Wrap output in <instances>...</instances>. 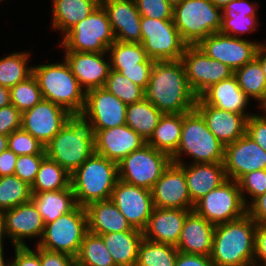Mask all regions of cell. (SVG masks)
Masks as SVG:
<instances>
[{"label": "cell", "instance_id": "cell-14", "mask_svg": "<svg viewBox=\"0 0 266 266\" xmlns=\"http://www.w3.org/2000/svg\"><path fill=\"white\" fill-rule=\"evenodd\" d=\"M262 45L265 43L217 32L207 36L197 46L211 59L218 60L235 71L251 62Z\"/></svg>", "mask_w": 266, "mask_h": 266}, {"label": "cell", "instance_id": "cell-11", "mask_svg": "<svg viewBox=\"0 0 266 266\" xmlns=\"http://www.w3.org/2000/svg\"><path fill=\"white\" fill-rule=\"evenodd\" d=\"M141 44L154 61L180 60L187 44L183 41L173 20L140 18Z\"/></svg>", "mask_w": 266, "mask_h": 266}, {"label": "cell", "instance_id": "cell-61", "mask_svg": "<svg viewBox=\"0 0 266 266\" xmlns=\"http://www.w3.org/2000/svg\"><path fill=\"white\" fill-rule=\"evenodd\" d=\"M6 236L5 234V225H4V217L2 212H0V247H3L4 244V237Z\"/></svg>", "mask_w": 266, "mask_h": 266}, {"label": "cell", "instance_id": "cell-41", "mask_svg": "<svg viewBox=\"0 0 266 266\" xmlns=\"http://www.w3.org/2000/svg\"><path fill=\"white\" fill-rule=\"evenodd\" d=\"M31 186L15 175L0 177V212L31 200Z\"/></svg>", "mask_w": 266, "mask_h": 266}, {"label": "cell", "instance_id": "cell-13", "mask_svg": "<svg viewBox=\"0 0 266 266\" xmlns=\"http://www.w3.org/2000/svg\"><path fill=\"white\" fill-rule=\"evenodd\" d=\"M181 60L186 70L187 82L197 97L211 85L234 74L230 67L211 59L197 45H187Z\"/></svg>", "mask_w": 266, "mask_h": 266}, {"label": "cell", "instance_id": "cell-31", "mask_svg": "<svg viewBox=\"0 0 266 266\" xmlns=\"http://www.w3.org/2000/svg\"><path fill=\"white\" fill-rule=\"evenodd\" d=\"M31 193V201L40 212L44 225L57 220L77 206L71 185L58 191Z\"/></svg>", "mask_w": 266, "mask_h": 266}, {"label": "cell", "instance_id": "cell-35", "mask_svg": "<svg viewBox=\"0 0 266 266\" xmlns=\"http://www.w3.org/2000/svg\"><path fill=\"white\" fill-rule=\"evenodd\" d=\"M241 90L249 99L257 100L260 108H266V78L260 62L254 58L251 62L234 71Z\"/></svg>", "mask_w": 266, "mask_h": 266}, {"label": "cell", "instance_id": "cell-58", "mask_svg": "<svg viewBox=\"0 0 266 266\" xmlns=\"http://www.w3.org/2000/svg\"><path fill=\"white\" fill-rule=\"evenodd\" d=\"M18 156L9 148L0 153V177L14 175Z\"/></svg>", "mask_w": 266, "mask_h": 266}, {"label": "cell", "instance_id": "cell-30", "mask_svg": "<svg viewBox=\"0 0 266 266\" xmlns=\"http://www.w3.org/2000/svg\"><path fill=\"white\" fill-rule=\"evenodd\" d=\"M52 28L60 30L62 37L78 22L88 17L100 0H52Z\"/></svg>", "mask_w": 266, "mask_h": 266}, {"label": "cell", "instance_id": "cell-19", "mask_svg": "<svg viewBox=\"0 0 266 266\" xmlns=\"http://www.w3.org/2000/svg\"><path fill=\"white\" fill-rule=\"evenodd\" d=\"M223 163L227 178L238 181L249 172L266 169V152L245 133L225 146Z\"/></svg>", "mask_w": 266, "mask_h": 266}, {"label": "cell", "instance_id": "cell-37", "mask_svg": "<svg viewBox=\"0 0 266 266\" xmlns=\"http://www.w3.org/2000/svg\"><path fill=\"white\" fill-rule=\"evenodd\" d=\"M75 261L77 266H116L102 237L89 231L84 235Z\"/></svg>", "mask_w": 266, "mask_h": 266}, {"label": "cell", "instance_id": "cell-8", "mask_svg": "<svg viewBox=\"0 0 266 266\" xmlns=\"http://www.w3.org/2000/svg\"><path fill=\"white\" fill-rule=\"evenodd\" d=\"M87 232L85 207L77 205L57 220L45 224L42 238L36 245L48 251L64 253L76 258Z\"/></svg>", "mask_w": 266, "mask_h": 266}, {"label": "cell", "instance_id": "cell-65", "mask_svg": "<svg viewBox=\"0 0 266 266\" xmlns=\"http://www.w3.org/2000/svg\"><path fill=\"white\" fill-rule=\"evenodd\" d=\"M168 3L171 5V6H176L178 4H180L183 0H167Z\"/></svg>", "mask_w": 266, "mask_h": 266}, {"label": "cell", "instance_id": "cell-22", "mask_svg": "<svg viewBox=\"0 0 266 266\" xmlns=\"http://www.w3.org/2000/svg\"><path fill=\"white\" fill-rule=\"evenodd\" d=\"M145 144L146 140L126 124L95 131L94 152L117 164Z\"/></svg>", "mask_w": 266, "mask_h": 266}, {"label": "cell", "instance_id": "cell-62", "mask_svg": "<svg viewBox=\"0 0 266 266\" xmlns=\"http://www.w3.org/2000/svg\"><path fill=\"white\" fill-rule=\"evenodd\" d=\"M8 148V135H0V153Z\"/></svg>", "mask_w": 266, "mask_h": 266}, {"label": "cell", "instance_id": "cell-6", "mask_svg": "<svg viewBox=\"0 0 266 266\" xmlns=\"http://www.w3.org/2000/svg\"><path fill=\"white\" fill-rule=\"evenodd\" d=\"M224 151L225 146L208 129L196 109L183 113L181 140L171 157L173 163L183 164L182 154L189 155L193 159L192 164L224 162Z\"/></svg>", "mask_w": 266, "mask_h": 266}, {"label": "cell", "instance_id": "cell-40", "mask_svg": "<svg viewBox=\"0 0 266 266\" xmlns=\"http://www.w3.org/2000/svg\"><path fill=\"white\" fill-rule=\"evenodd\" d=\"M111 68L139 67V63H154L141 43L115 42L108 48Z\"/></svg>", "mask_w": 266, "mask_h": 266}, {"label": "cell", "instance_id": "cell-32", "mask_svg": "<svg viewBox=\"0 0 266 266\" xmlns=\"http://www.w3.org/2000/svg\"><path fill=\"white\" fill-rule=\"evenodd\" d=\"M116 266H135L142 231H124L100 235Z\"/></svg>", "mask_w": 266, "mask_h": 266}, {"label": "cell", "instance_id": "cell-66", "mask_svg": "<svg viewBox=\"0 0 266 266\" xmlns=\"http://www.w3.org/2000/svg\"><path fill=\"white\" fill-rule=\"evenodd\" d=\"M244 266H260V265H258V264H256V263H250V264H247V265H244Z\"/></svg>", "mask_w": 266, "mask_h": 266}, {"label": "cell", "instance_id": "cell-57", "mask_svg": "<svg viewBox=\"0 0 266 266\" xmlns=\"http://www.w3.org/2000/svg\"><path fill=\"white\" fill-rule=\"evenodd\" d=\"M174 266H215L210 256L179 252Z\"/></svg>", "mask_w": 266, "mask_h": 266}, {"label": "cell", "instance_id": "cell-17", "mask_svg": "<svg viewBox=\"0 0 266 266\" xmlns=\"http://www.w3.org/2000/svg\"><path fill=\"white\" fill-rule=\"evenodd\" d=\"M70 115L61 106L43 99L22 112L21 128L46 145L62 129Z\"/></svg>", "mask_w": 266, "mask_h": 266}, {"label": "cell", "instance_id": "cell-50", "mask_svg": "<svg viewBox=\"0 0 266 266\" xmlns=\"http://www.w3.org/2000/svg\"><path fill=\"white\" fill-rule=\"evenodd\" d=\"M22 113L12 104L0 108V135H10L21 128Z\"/></svg>", "mask_w": 266, "mask_h": 266}, {"label": "cell", "instance_id": "cell-15", "mask_svg": "<svg viewBox=\"0 0 266 266\" xmlns=\"http://www.w3.org/2000/svg\"><path fill=\"white\" fill-rule=\"evenodd\" d=\"M111 200L132 228L144 230L154 209L151 190L118 179Z\"/></svg>", "mask_w": 266, "mask_h": 266}, {"label": "cell", "instance_id": "cell-56", "mask_svg": "<svg viewBox=\"0 0 266 266\" xmlns=\"http://www.w3.org/2000/svg\"><path fill=\"white\" fill-rule=\"evenodd\" d=\"M247 214L256 224L266 223V192L250 202Z\"/></svg>", "mask_w": 266, "mask_h": 266}, {"label": "cell", "instance_id": "cell-46", "mask_svg": "<svg viewBox=\"0 0 266 266\" xmlns=\"http://www.w3.org/2000/svg\"><path fill=\"white\" fill-rule=\"evenodd\" d=\"M140 16L173 20V6L167 0H134Z\"/></svg>", "mask_w": 266, "mask_h": 266}, {"label": "cell", "instance_id": "cell-39", "mask_svg": "<svg viewBox=\"0 0 266 266\" xmlns=\"http://www.w3.org/2000/svg\"><path fill=\"white\" fill-rule=\"evenodd\" d=\"M28 52H13L0 58V85L11 88L33 74V67L28 66Z\"/></svg>", "mask_w": 266, "mask_h": 266}, {"label": "cell", "instance_id": "cell-20", "mask_svg": "<svg viewBox=\"0 0 266 266\" xmlns=\"http://www.w3.org/2000/svg\"><path fill=\"white\" fill-rule=\"evenodd\" d=\"M64 59L77 78L81 88L87 92L104 87L111 71L110 60L103 53L64 51Z\"/></svg>", "mask_w": 266, "mask_h": 266}, {"label": "cell", "instance_id": "cell-16", "mask_svg": "<svg viewBox=\"0 0 266 266\" xmlns=\"http://www.w3.org/2000/svg\"><path fill=\"white\" fill-rule=\"evenodd\" d=\"M127 105L105 87L86 92L82 114L92 123L94 131L126 124Z\"/></svg>", "mask_w": 266, "mask_h": 266}, {"label": "cell", "instance_id": "cell-26", "mask_svg": "<svg viewBox=\"0 0 266 266\" xmlns=\"http://www.w3.org/2000/svg\"><path fill=\"white\" fill-rule=\"evenodd\" d=\"M216 225L191 210L186 217L177 243L179 252L210 256Z\"/></svg>", "mask_w": 266, "mask_h": 266}, {"label": "cell", "instance_id": "cell-43", "mask_svg": "<svg viewBox=\"0 0 266 266\" xmlns=\"http://www.w3.org/2000/svg\"><path fill=\"white\" fill-rule=\"evenodd\" d=\"M10 100L21 113L43 100L38 81L33 74L10 88Z\"/></svg>", "mask_w": 266, "mask_h": 266}, {"label": "cell", "instance_id": "cell-10", "mask_svg": "<svg viewBox=\"0 0 266 266\" xmlns=\"http://www.w3.org/2000/svg\"><path fill=\"white\" fill-rule=\"evenodd\" d=\"M171 162L169 155L146 143L118 163V179L131 185L152 190L156 181Z\"/></svg>", "mask_w": 266, "mask_h": 266}, {"label": "cell", "instance_id": "cell-60", "mask_svg": "<svg viewBox=\"0 0 266 266\" xmlns=\"http://www.w3.org/2000/svg\"><path fill=\"white\" fill-rule=\"evenodd\" d=\"M10 104V89L0 85V108L9 106Z\"/></svg>", "mask_w": 266, "mask_h": 266}, {"label": "cell", "instance_id": "cell-38", "mask_svg": "<svg viewBox=\"0 0 266 266\" xmlns=\"http://www.w3.org/2000/svg\"><path fill=\"white\" fill-rule=\"evenodd\" d=\"M178 253L176 246L143 238L138 248L135 266H174Z\"/></svg>", "mask_w": 266, "mask_h": 266}, {"label": "cell", "instance_id": "cell-5", "mask_svg": "<svg viewBox=\"0 0 266 266\" xmlns=\"http://www.w3.org/2000/svg\"><path fill=\"white\" fill-rule=\"evenodd\" d=\"M43 99L61 106L70 114H80L85 107L86 92L64 60L61 63L33 65Z\"/></svg>", "mask_w": 266, "mask_h": 266}, {"label": "cell", "instance_id": "cell-48", "mask_svg": "<svg viewBox=\"0 0 266 266\" xmlns=\"http://www.w3.org/2000/svg\"><path fill=\"white\" fill-rule=\"evenodd\" d=\"M257 22V16L247 15L245 17L222 18L219 32L232 37L240 38V34L253 32L256 30Z\"/></svg>", "mask_w": 266, "mask_h": 266}, {"label": "cell", "instance_id": "cell-3", "mask_svg": "<svg viewBox=\"0 0 266 266\" xmlns=\"http://www.w3.org/2000/svg\"><path fill=\"white\" fill-rule=\"evenodd\" d=\"M256 223L243 217L218 224L210 258L215 266H244L254 262Z\"/></svg>", "mask_w": 266, "mask_h": 266}, {"label": "cell", "instance_id": "cell-59", "mask_svg": "<svg viewBox=\"0 0 266 266\" xmlns=\"http://www.w3.org/2000/svg\"><path fill=\"white\" fill-rule=\"evenodd\" d=\"M255 58L260 62L262 71L266 78V44L258 48Z\"/></svg>", "mask_w": 266, "mask_h": 266}, {"label": "cell", "instance_id": "cell-36", "mask_svg": "<svg viewBox=\"0 0 266 266\" xmlns=\"http://www.w3.org/2000/svg\"><path fill=\"white\" fill-rule=\"evenodd\" d=\"M70 175L63 167L47 156L42 160L31 192L58 191L70 186Z\"/></svg>", "mask_w": 266, "mask_h": 266}, {"label": "cell", "instance_id": "cell-12", "mask_svg": "<svg viewBox=\"0 0 266 266\" xmlns=\"http://www.w3.org/2000/svg\"><path fill=\"white\" fill-rule=\"evenodd\" d=\"M193 210L214 225L227 223L247 213L238 182L228 179L194 204Z\"/></svg>", "mask_w": 266, "mask_h": 266}, {"label": "cell", "instance_id": "cell-53", "mask_svg": "<svg viewBox=\"0 0 266 266\" xmlns=\"http://www.w3.org/2000/svg\"><path fill=\"white\" fill-rule=\"evenodd\" d=\"M256 5L248 0H235L227 4L222 10V18L257 16Z\"/></svg>", "mask_w": 266, "mask_h": 266}, {"label": "cell", "instance_id": "cell-27", "mask_svg": "<svg viewBox=\"0 0 266 266\" xmlns=\"http://www.w3.org/2000/svg\"><path fill=\"white\" fill-rule=\"evenodd\" d=\"M180 165L184 168L188 192L193 204L228 180L223 162Z\"/></svg>", "mask_w": 266, "mask_h": 266}, {"label": "cell", "instance_id": "cell-55", "mask_svg": "<svg viewBox=\"0 0 266 266\" xmlns=\"http://www.w3.org/2000/svg\"><path fill=\"white\" fill-rule=\"evenodd\" d=\"M254 263L266 266V223L256 224Z\"/></svg>", "mask_w": 266, "mask_h": 266}, {"label": "cell", "instance_id": "cell-23", "mask_svg": "<svg viewBox=\"0 0 266 266\" xmlns=\"http://www.w3.org/2000/svg\"><path fill=\"white\" fill-rule=\"evenodd\" d=\"M195 109L224 146L235 142L246 133L247 118L243 114L207 105L200 97H197Z\"/></svg>", "mask_w": 266, "mask_h": 266}, {"label": "cell", "instance_id": "cell-51", "mask_svg": "<svg viewBox=\"0 0 266 266\" xmlns=\"http://www.w3.org/2000/svg\"><path fill=\"white\" fill-rule=\"evenodd\" d=\"M153 64L154 63H139V67L111 68V70L120 72L145 90L148 86Z\"/></svg>", "mask_w": 266, "mask_h": 266}, {"label": "cell", "instance_id": "cell-64", "mask_svg": "<svg viewBox=\"0 0 266 266\" xmlns=\"http://www.w3.org/2000/svg\"><path fill=\"white\" fill-rule=\"evenodd\" d=\"M3 251V247H0V266H11V262L5 263Z\"/></svg>", "mask_w": 266, "mask_h": 266}, {"label": "cell", "instance_id": "cell-28", "mask_svg": "<svg viewBox=\"0 0 266 266\" xmlns=\"http://www.w3.org/2000/svg\"><path fill=\"white\" fill-rule=\"evenodd\" d=\"M199 97L207 105L243 114L246 118L252 113L250 112L249 114L246 111L250 99L241 90L237 78L234 75L226 80L211 85Z\"/></svg>", "mask_w": 266, "mask_h": 266}, {"label": "cell", "instance_id": "cell-1", "mask_svg": "<svg viewBox=\"0 0 266 266\" xmlns=\"http://www.w3.org/2000/svg\"><path fill=\"white\" fill-rule=\"evenodd\" d=\"M145 99L163 114L187 113L195 109L192 92L182 60L155 61L145 89Z\"/></svg>", "mask_w": 266, "mask_h": 266}, {"label": "cell", "instance_id": "cell-33", "mask_svg": "<svg viewBox=\"0 0 266 266\" xmlns=\"http://www.w3.org/2000/svg\"><path fill=\"white\" fill-rule=\"evenodd\" d=\"M182 124L183 113L163 114L146 143L172 157L181 140Z\"/></svg>", "mask_w": 266, "mask_h": 266}, {"label": "cell", "instance_id": "cell-54", "mask_svg": "<svg viewBox=\"0 0 266 266\" xmlns=\"http://www.w3.org/2000/svg\"><path fill=\"white\" fill-rule=\"evenodd\" d=\"M40 260L42 266H77L75 258L42 248H40Z\"/></svg>", "mask_w": 266, "mask_h": 266}, {"label": "cell", "instance_id": "cell-4", "mask_svg": "<svg viewBox=\"0 0 266 266\" xmlns=\"http://www.w3.org/2000/svg\"><path fill=\"white\" fill-rule=\"evenodd\" d=\"M118 180V164L95 152L71 175L70 185L77 205L111 199Z\"/></svg>", "mask_w": 266, "mask_h": 266}, {"label": "cell", "instance_id": "cell-25", "mask_svg": "<svg viewBox=\"0 0 266 266\" xmlns=\"http://www.w3.org/2000/svg\"><path fill=\"white\" fill-rule=\"evenodd\" d=\"M191 210L154 207L144 228L146 240L177 246L187 214Z\"/></svg>", "mask_w": 266, "mask_h": 266}, {"label": "cell", "instance_id": "cell-18", "mask_svg": "<svg viewBox=\"0 0 266 266\" xmlns=\"http://www.w3.org/2000/svg\"><path fill=\"white\" fill-rule=\"evenodd\" d=\"M156 208L193 210L194 204L188 192L184 168L171 162L156 181L152 190Z\"/></svg>", "mask_w": 266, "mask_h": 266}, {"label": "cell", "instance_id": "cell-45", "mask_svg": "<svg viewBox=\"0 0 266 266\" xmlns=\"http://www.w3.org/2000/svg\"><path fill=\"white\" fill-rule=\"evenodd\" d=\"M237 182L244 204L248 206L250 201L252 202L259 195L266 192V169L249 172L243 175ZM244 193L249 194L250 201L247 200Z\"/></svg>", "mask_w": 266, "mask_h": 266}, {"label": "cell", "instance_id": "cell-63", "mask_svg": "<svg viewBox=\"0 0 266 266\" xmlns=\"http://www.w3.org/2000/svg\"><path fill=\"white\" fill-rule=\"evenodd\" d=\"M211 1L214 3L215 6L223 10L227 4L235 0H211Z\"/></svg>", "mask_w": 266, "mask_h": 266}, {"label": "cell", "instance_id": "cell-42", "mask_svg": "<svg viewBox=\"0 0 266 266\" xmlns=\"http://www.w3.org/2000/svg\"><path fill=\"white\" fill-rule=\"evenodd\" d=\"M104 87L126 105L142 101L145 98V90L142 87L114 70L110 71Z\"/></svg>", "mask_w": 266, "mask_h": 266}, {"label": "cell", "instance_id": "cell-34", "mask_svg": "<svg viewBox=\"0 0 266 266\" xmlns=\"http://www.w3.org/2000/svg\"><path fill=\"white\" fill-rule=\"evenodd\" d=\"M162 115L157 107L144 98L142 101L127 105L126 125L147 141Z\"/></svg>", "mask_w": 266, "mask_h": 266}, {"label": "cell", "instance_id": "cell-44", "mask_svg": "<svg viewBox=\"0 0 266 266\" xmlns=\"http://www.w3.org/2000/svg\"><path fill=\"white\" fill-rule=\"evenodd\" d=\"M8 148L17 156L46 154L45 145L22 128L8 135Z\"/></svg>", "mask_w": 266, "mask_h": 266}, {"label": "cell", "instance_id": "cell-9", "mask_svg": "<svg viewBox=\"0 0 266 266\" xmlns=\"http://www.w3.org/2000/svg\"><path fill=\"white\" fill-rule=\"evenodd\" d=\"M114 42L107 12L100 4L62 37L60 46L65 51L103 53L108 52Z\"/></svg>", "mask_w": 266, "mask_h": 266}, {"label": "cell", "instance_id": "cell-47", "mask_svg": "<svg viewBox=\"0 0 266 266\" xmlns=\"http://www.w3.org/2000/svg\"><path fill=\"white\" fill-rule=\"evenodd\" d=\"M46 154L20 155L15 163L14 175L32 186L42 160Z\"/></svg>", "mask_w": 266, "mask_h": 266}, {"label": "cell", "instance_id": "cell-49", "mask_svg": "<svg viewBox=\"0 0 266 266\" xmlns=\"http://www.w3.org/2000/svg\"><path fill=\"white\" fill-rule=\"evenodd\" d=\"M266 113L265 109H262ZM246 134L266 152V114H251L246 122Z\"/></svg>", "mask_w": 266, "mask_h": 266}, {"label": "cell", "instance_id": "cell-2", "mask_svg": "<svg viewBox=\"0 0 266 266\" xmlns=\"http://www.w3.org/2000/svg\"><path fill=\"white\" fill-rule=\"evenodd\" d=\"M95 131L82 114H71L62 129L45 145L46 156L72 174L93 153Z\"/></svg>", "mask_w": 266, "mask_h": 266}, {"label": "cell", "instance_id": "cell-24", "mask_svg": "<svg viewBox=\"0 0 266 266\" xmlns=\"http://www.w3.org/2000/svg\"><path fill=\"white\" fill-rule=\"evenodd\" d=\"M115 40L141 43L140 14L134 0H102Z\"/></svg>", "mask_w": 266, "mask_h": 266}, {"label": "cell", "instance_id": "cell-7", "mask_svg": "<svg viewBox=\"0 0 266 266\" xmlns=\"http://www.w3.org/2000/svg\"><path fill=\"white\" fill-rule=\"evenodd\" d=\"M222 10L211 0H183L173 7V22L187 45H198L221 28Z\"/></svg>", "mask_w": 266, "mask_h": 266}, {"label": "cell", "instance_id": "cell-21", "mask_svg": "<svg viewBox=\"0 0 266 266\" xmlns=\"http://www.w3.org/2000/svg\"><path fill=\"white\" fill-rule=\"evenodd\" d=\"M4 217L5 234L12 240L13 247H24L25 238L41 240L44 232V222L34 203L29 202L18 205L2 212Z\"/></svg>", "mask_w": 266, "mask_h": 266}, {"label": "cell", "instance_id": "cell-52", "mask_svg": "<svg viewBox=\"0 0 266 266\" xmlns=\"http://www.w3.org/2000/svg\"><path fill=\"white\" fill-rule=\"evenodd\" d=\"M14 248L15 258L10 261L11 266H42L40 260V247L37 245L35 251L28 246Z\"/></svg>", "mask_w": 266, "mask_h": 266}, {"label": "cell", "instance_id": "cell-29", "mask_svg": "<svg viewBox=\"0 0 266 266\" xmlns=\"http://www.w3.org/2000/svg\"><path fill=\"white\" fill-rule=\"evenodd\" d=\"M88 231L96 234L140 231L131 227L111 199L95 201L85 207Z\"/></svg>", "mask_w": 266, "mask_h": 266}]
</instances>
